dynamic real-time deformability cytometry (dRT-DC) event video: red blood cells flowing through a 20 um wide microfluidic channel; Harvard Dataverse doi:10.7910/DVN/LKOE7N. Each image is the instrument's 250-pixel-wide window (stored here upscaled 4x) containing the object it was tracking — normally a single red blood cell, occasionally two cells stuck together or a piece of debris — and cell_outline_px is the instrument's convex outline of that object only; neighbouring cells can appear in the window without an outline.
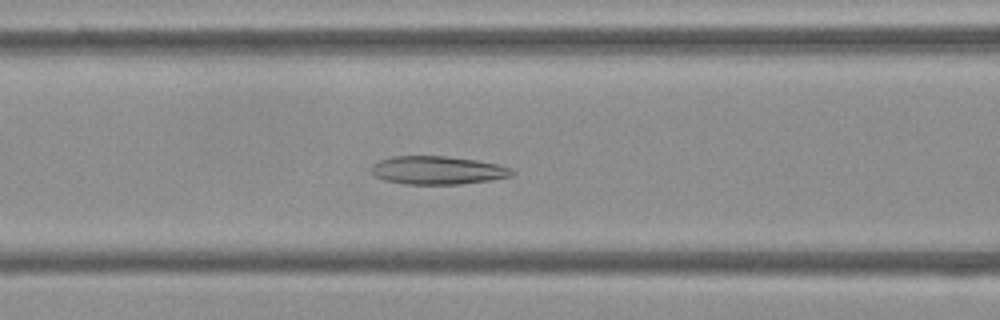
{"species": "Egyptian fruit bat (a non-hibernating species)", "species_latin": "Rousettus aegyptiacus", "temperature_condition": "cold", "stored_images_in_passage": 47, "camera_frame_rate_fps": 3000, "um_per_image_px": 0.085, "frame": {"image": 1, "passage_image": 15, "time_ms": 4.667, "image_size_px": [1000, 320], "cell_outline_px": [[516, 172], [512, 176], [492, 180], [460, 184], [404, 184], [384, 180], [376, 176], [372, 172], [372, 164], [380, 160], [392, 156], [448, 156], [476, 160], [496, 164], [512, 168]], "centroid_in_image_um": [37.22, 14.47], "position_along_channel_um": 129.4, "area_um2": 23.24}}
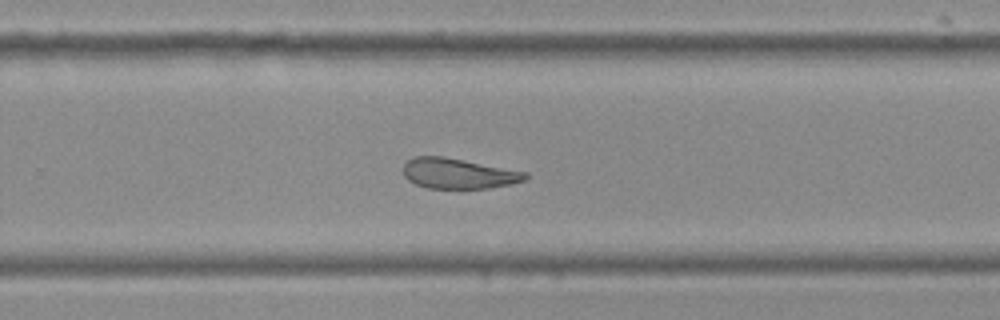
{"frame": {"image": 2, "passage_image": 28, "time_ms": 9.0, "image_size_px": [1000, 320], "cell_outline_px": [[528, 176], [524, 180], [512, 184], [488, 188], [428, 188], [416, 184], [408, 180], [404, 176], [400, 168], [412, 156], [444, 156], [528, 172]], "centroid_in_image_um": [38.92, 14.73], "position_along_channel_um": 290.9, "area_um2": 21.79}}
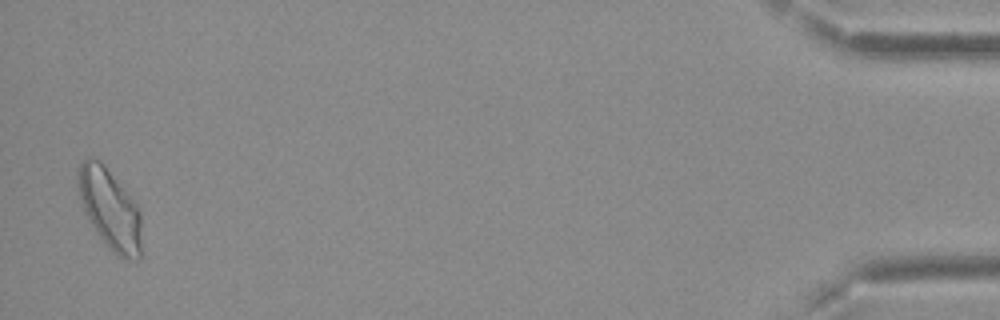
{"frame": {"image": 3, "passage_image": 46, "time_ms": 15.0, "image_size_px": [1000, 320], "cell_outline_px": [[140, 260], [124, 260], [116, 256], [108, 248], [96, 232], [84, 212], [76, 180], [76, 168], [88, 156], [100, 160], [136, 204], [140, 212]], "centroid_in_image_um": [9.31, 17.79], "position_along_channel_um": 425.9, "area_um2": 29.82}, "authors_computed_cell_mechanics": {"area_um2": 24.276, "velocity_mm_per_s": 3.7298, "shape_relaxation_time_tau1_ms": null, "shape_relaxation_time_tau2_ms": 3.0144, "deformation_change_tau1": null, "deformation_change_tau2": 0.1063}}